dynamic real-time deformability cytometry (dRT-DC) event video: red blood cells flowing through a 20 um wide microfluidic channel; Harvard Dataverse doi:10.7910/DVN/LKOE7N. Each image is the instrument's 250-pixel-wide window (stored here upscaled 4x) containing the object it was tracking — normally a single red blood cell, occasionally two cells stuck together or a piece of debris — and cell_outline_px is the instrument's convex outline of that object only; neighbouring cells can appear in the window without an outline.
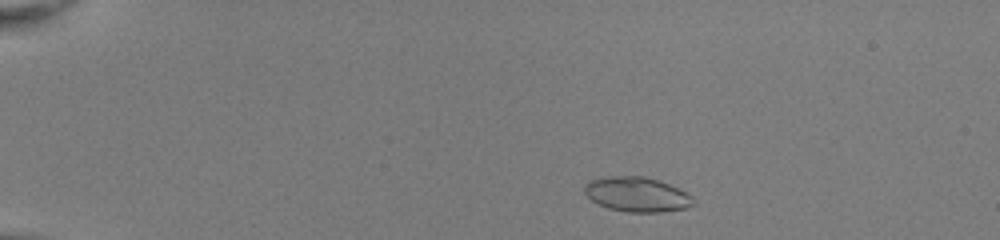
{"species": "common noctule bat (a hibernating species)", "species_latin": "Nyctalus noctula", "temperature_condition": "room temperature", "stored_images_in_passage": 46, "camera_frame_rate_fps": 3000, "um_per_image_px": 0.085, "animal": {"sex": "female", "body_mass_g": 22.0, "forearm_length_mm": 56.7}, "frame": {"image": 1, "passage_image": 5, "time_ms": 1.333, "image_size_px": [1000, 240], "cell_outline_px": [[696, 204], [688, 208], [660, 212], [628, 212], [608, 208], [592, 200], [584, 192], [584, 184], [588, 180], [604, 176], [644, 176], [680, 188], [692, 196]], "centroid_in_image_um": [54.15, 16.52], "position_along_channel_um": 30.9, "area_um2": 22.2}}
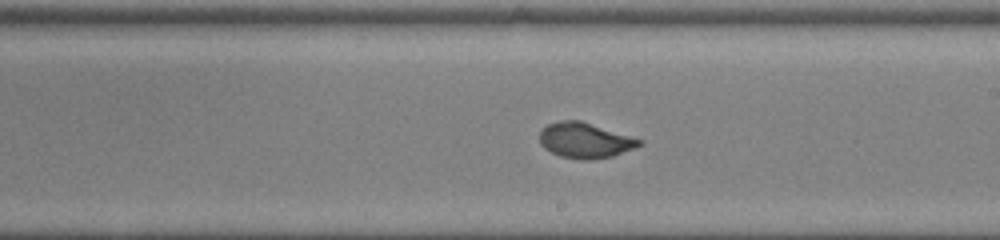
{"frame": {"image": 2, "passage_image": 27, "time_ms": 8.667, "image_size_px": [1000, 240], "cell_outline_px": [[644, 140], [640, 144], [632, 148], [612, 156], [560, 156], [544, 148], [540, 144], [540, 132], [548, 124], [564, 120], [580, 120]], "centroid_in_image_um": [49.7, 11.87], "position_along_channel_um": 239.3, "area_um2": 19.42}}
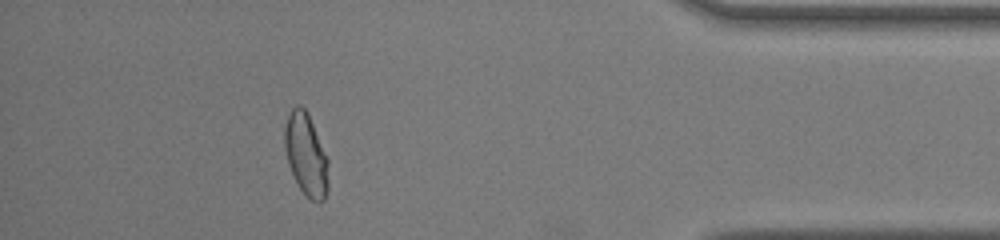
{"frame": {"image": 3, "passage_image": 42, "time_ms": 13.667, "image_size_px": [1000, 240], "cell_outline_px": [[328, 192], [324, 200], [320, 204], [312, 200], [300, 188], [288, 164], [284, 148], [284, 128], [288, 116], [292, 108], [296, 104], [300, 104], [308, 112], [328, 160]], "centroid_in_image_um": [26.02, 13.13], "position_along_channel_um": 409.2, "area_um2": 21.04}, "authors_computed_cell_mechanics": {"area_um2": 21.0392, "velocity_mm_per_s": 4.0491, "shape_relaxation_time_tau1_ms": 3.9267, "shape_relaxation_time_tau2_ms": null, "deformation_change_tau1": 0.1404, "deformation_change_tau2": null}}